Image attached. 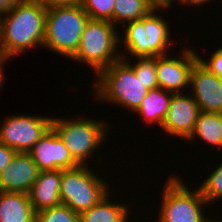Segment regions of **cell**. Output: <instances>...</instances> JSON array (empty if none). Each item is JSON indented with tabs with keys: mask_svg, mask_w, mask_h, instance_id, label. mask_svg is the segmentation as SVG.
<instances>
[{
	"mask_svg": "<svg viewBox=\"0 0 222 222\" xmlns=\"http://www.w3.org/2000/svg\"><path fill=\"white\" fill-rule=\"evenodd\" d=\"M153 10L147 0H115L113 24L116 27L124 26L128 22L146 17Z\"/></svg>",
	"mask_w": 222,
	"mask_h": 222,
	"instance_id": "20",
	"label": "cell"
},
{
	"mask_svg": "<svg viewBox=\"0 0 222 222\" xmlns=\"http://www.w3.org/2000/svg\"><path fill=\"white\" fill-rule=\"evenodd\" d=\"M191 45L180 48L174 57L172 53L156 57L158 87L173 94L189 90L190 73L198 60V52Z\"/></svg>",
	"mask_w": 222,
	"mask_h": 222,
	"instance_id": "10",
	"label": "cell"
},
{
	"mask_svg": "<svg viewBox=\"0 0 222 222\" xmlns=\"http://www.w3.org/2000/svg\"><path fill=\"white\" fill-rule=\"evenodd\" d=\"M11 62L9 59L3 58L0 56V92L3 90V83L5 82V63L7 64L8 62ZM2 88V89H1Z\"/></svg>",
	"mask_w": 222,
	"mask_h": 222,
	"instance_id": "31",
	"label": "cell"
},
{
	"mask_svg": "<svg viewBox=\"0 0 222 222\" xmlns=\"http://www.w3.org/2000/svg\"><path fill=\"white\" fill-rule=\"evenodd\" d=\"M135 61L131 59H123L133 70L135 76H139L148 90L158 87L156 57H135Z\"/></svg>",
	"mask_w": 222,
	"mask_h": 222,
	"instance_id": "21",
	"label": "cell"
},
{
	"mask_svg": "<svg viewBox=\"0 0 222 222\" xmlns=\"http://www.w3.org/2000/svg\"><path fill=\"white\" fill-rule=\"evenodd\" d=\"M47 8L18 0L13 8L0 15V56L14 59L30 48L43 46Z\"/></svg>",
	"mask_w": 222,
	"mask_h": 222,
	"instance_id": "1",
	"label": "cell"
},
{
	"mask_svg": "<svg viewBox=\"0 0 222 222\" xmlns=\"http://www.w3.org/2000/svg\"><path fill=\"white\" fill-rule=\"evenodd\" d=\"M211 55L207 53V59L202 57V53L198 54V60L212 73L222 79V45L214 49Z\"/></svg>",
	"mask_w": 222,
	"mask_h": 222,
	"instance_id": "25",
	"label": "cell"
},
{
	"mask_svg": "<svg viewBox=\"0 0 222 222\" xmlns=\"http://www.w3.org/2000/svg\"><path fill=\"white\" fill-rule=\"evenodd\" d=\"M61 170L40 171L28 192L34 212L61 205Z\"/></svg>",
	"mask_w": 222,
	"mask_h": 222,
	"instance_id": "15",
	"label": "cell"
},
{
	"mask_svg": "<svg viewBox=\"0 0 222 222\" xmlns=\"http://www.w3.org/2000/svg\"><path fill=\"white\" fill-rule=\"evenodd\" d=\"M28 194L0 191V222H35Z\"/></svg>",
	"mask_w": 222,
	"mask_h": 222,
	"instance_id": "17",
	"label": "cell"
},
{
	"mask_svg": "<svg viewBox=\"0 0 222 222\" xmlns=\"http://www.w3.org/2000/svg\"><path fill=\"white\" fill-rule=\"evenodd\" d=\"M18 0H0V15L10 11Z\"/></svg>",
	"mask_w": 222,
	"mask_h": 222,
	"instance_id": "30",
	"label": "cell"
},
{
	"mask_svg": "<svg viewBox=\"0 0 222 222\" xmlns=\"http://www.w3.org/2000/svg\"><path fill=\"white\" fill-rule=\"evenodd\" d=\"M35 222H79V213L61 204L36 212Z\"/></svg>",
	"mask_w": 222,
	"mask_h": 222,
	"instance_id": "24",
	"label": "cell"
},
{
	"mask_svg": "<svg viewBox=\"0 0 222 222\" xmlns=\"http://www.w3.org/2000/svg\"><path fill=\"white\" fill-rule=\"evenodd\" d=\"M188 91L201 112L222 114V79L199 60L192 67Z\"/></svg>",
	"mask_w": 222,
	"mask_h": 222,
	"instance_id": "11",
	"label": "cell"
},
{
	"mask_svg": "<svg viewBox=\"0 0 222 222\" xmlns=\"http://www.w3.org/2000/svg\"><path fill=\"white\" fill-rule=\"evenodd\" d=\"M84 11L93 20L110 21L113 24L115 0H78Z\"/></svg>",
	"mask_w": 222,
	"mask_h": 222,
	"instance_id": "23",
	"label": "cell"
},
{
	"mask_svg": "<svg viewBox=\"0 0 222 222\" xmlns=\"http://www.w3.org/2000/svg\"><path fill=\"white\" fill-rule=\"evenodd\" d=\"M29 153L40 171L70 170L80 166L52 126Z\"/></svg>",
	"mask_w": 222,
	"mask_h": 222,
	"instance_id": "13",
	"label": "cell"
},
{
	"mask_svg": "<svg viewBox=\"0 0 222 222\" xmlns=\"http://www.w3.org/2000/svg\"><path fill=\"white\" fill-rule=\"evenodd\" d=\"M94 82L91 86L94 101L114 104L133 114L148 92L139 76H135L134 70L122 58L102 70Z\"/></svg>",
	"mask_w": 222,
	"mask_h": 222,
	"instance_id": "3",
	"label": "cell"
},
{
	"mask_svg": "<svg viewBox=\"0 0 222 222\" xmlns=\"http://www.w3.org/2000/svg\"><path fill=\"white\" fill-rule=\"evenodd\" d=\"M9 114L0 125V143L16 152L29 153L52 126L53 116Z\"/></svg>",
	"mask_w": 222,
	"mask_h": 222,
	"instance_id": "9",
	"label": "cell"
},
{
	"mask_svg": "<svg viewBox=\"0 0 222 222\" xmlns=\"http://www.w3.org/2000/svg\"><path fill=\"white\" fill-rule=\"evenodd\" d=\"M119 32L110 21L89 19L78 49L70 59L90 68L96 77L102 70L122 58Z\"/></svg>",
	"mask_w": 222,
	"mask_h": 222,
	"instance_id": "7",
	"label": "cell"
},
{
	"mask_svg": "<svg viewBox=\"0 0 222 222\" xmlns=\"http://www.w3.org/2000/svg\"><path fill=\"white\" fill-rule=\"evenodd\" d=\"M16 151L5 144L0 143V173L13 159Z\"/></svg>",
	"mask_w": 222,
	"mask_h": 222,
	"instance_id": "26",
	"label": "cell"
},
{
	"mask_svg": "<svg viewBox=\"0 0 222 222\" xmlns=\"http://www.w3.org/2000/svg\"><path fill=\"white\" fill-rule=\"evenodd\" d=\"M93 166L61 170L60 199L72 211L81 213L96 205L112 186L107 178L93 172ZM111 187V188H110Z\"/></svg>",
	"mask_w": 222,
	"mask_h": 222,
	"instance_id": "8",
	"label": "cell"
},
{
	"mask_svg": "<svg viewBox=\"0 0 222 222\" xmlns=\"http://www.w3.org/2000/svg\"><path fill=\"white\" fill-rule=\"evenodd\" d=\"M35 2L45 8L60 6V5H68L76 2L77 0H29Z\"/></svg>",
	"mask_w": 222,
	"mask_h": 222,
	"instance_id": "28",
	"label": "cell"
},
{
	"mask_svg": "<svg viewBox=\"0 0 222 222\" xmlns=\"http://www.w3.org/2000/svg\"><path fill=\"white\" fill-rule=\"evenodd\" d=\"M39 172L38 165L30 153L16 152L0 173V191L28 194Z\"/></svg>",
	"mask_w": 222,
	"mask_h": 222,
	"instance_id": "14",
	"label": "cell"
},
{
	"mask_svg": "<svg viewBox=\"0 0 222 222\" xmlns=\"http://www.w3.org/2000/svg\"><path fill=\"white\" fill-rule=\"evenodd\" d=\"M216 220L214 222H222V220L220 221L219 219L215 218Z\"/></svg>",
	"mask_w": 222,
	"mask_h": 222,
	"instance_id": "32",
	"label": "cell"
},
{
	"mask_svg": "<svg viewBox=\"0 0 222 222\" xmlns=\"http://www.w3.org/2000/svg\"><path fill=\"white\" fill-rule=\"evenodd\" d=\"M74 117L65 118V116L54 115L52 127L63 140L73 159L80 166H88L90 165L88 162L90 163L94 156L96 158L94 154L100 151L99 147L103 148L102 144L108 143V131L111 129L109 120L107 123L104 119L87 118L84 114Z\"/></svg>",
	"mask_w": 222,
	"mask_h": 222,
	"instance_id": "4",
	"label": "cell"
},
{
	"mask_svg": "<svg viewBox=\"0 0 222 222\" xmlns=\"http://www.w3.org/2000/svg\"><path fill=\"white\" fill-rule=\"evenodd\" d=\"M209 1H211L213 3V1H215V0H180L179 5L183 6L184 8H186V7L189 8L192 6L193 8L195 7V9H198V8H200V6L203 7L204 4H205V6L207 3L209 5L210 4ZM196 6L198 8H196Z\"/></svg>",
	"mask_w": 222,
	"mask_h": 222,
	"instance_id": "29",
	"label": "cell"
},
{
	"mask_svg": "<svg viewBox=\"0 0 222 222\" xmlns=\"http://www.w3.org/2000/svg\"><path fill=\"white\" fill-rule=\"evenodd\" d=\"M173 93L166 91L160 87L148 90L146 97L140 104V107L134 112L142 116L140 118L148 125H156L158 128L166 117L170 106Z\"/></svg>",
	"mask_w": 222,
	"mask_h": 222,
	"instance_id": "18",
	"label": "cell"
},
{
	"mask_svg": "<svg viewBox=\"0 0 222 222\" xmlns=\"http://www.w3.org/2000/svg\"><path fill=\"white\" fill-rule=\"evenodd\" d=\"M162 187L159 212L155 222H214L215 217H208L210 204L201 195L198 187H188L184 178L170 174ZM207 208H204V207ZM207 213H206V212ZM206 213V215L204 214ZM210 218V219H209ZM212 218V219H211ZM158 219V220H157Z\"/></svg>",
	"mask_w": 222,
	"mask_h": 222,
	"instance_id": "6",
	"label": "cell"
},
{
	"mask_svg": "<svg viewBox=\"0 0 222 222\" xmlns=\"http://www.w3.org/2000/svg\"><path fill=\"white\" fill-rule=\"evenodd\" d=\"M111 193L108 192L96 205L79 213V222H132L130 211H133V208H130L128 203L127 206L123 202H113Z\"/></svg>",
	"mask_w": 222,
	"mask_h": 222,
	"instance_id": "16",
	"label": "cell"
},
{
	"mask_svg": "<svg viewBox=\"0 0 222 222\" xmlns=\"http://www.w3.org/2000/svg\"><path fill=\"white\" fill-rule=\"evenodd\" d=\"M197 187L210 205L222 199V161L209 171V175Z\"/></svg>",
	"mask_w": 222,
	"mask_h": 222,
	"instance_id": "22",
	"label": "cell"
},
{
	"mask_svg": "<svg viewBox=\"0 0 222 222\" xmlns=\"http://www.w3.org/2000/svg\"><path fill=\"white\" fill-rule=\"evenodd\" d=\"M194 140L201 143L205 142L206 145H211L212 149L217 147V149L219 148L218 151L222 150V114L200 112L195 129L187 143L192 144L193 142L195 144Z\"/></svg>",
	"mask_w": 222,
	"mask_h": 222,
	"instance_id": "19",
	"label": "cell"
},
{
	"mask_svg": "<svg viewBox=\"0 0 222 222\" xmlns=\"http://www.w3.org/2000/svg\"><path fill=\"white\" fill-rule=\"evenodd\" d=\"M200 112L198 104L190 93L173 94L161 129L173 138L187 141L195 129Z\"/></svg>",
	"mask_w": 222,
	"mask_h": 222,
	"instance_id": "12",
	"label": "cell"
},
{
	"mask_svg": "<svg viewBox=\"0 0 222 222\" xmlns=\"http://www.w3.org/2000/svg\"><path fill=\"white\" fill-rule=\"evenodd\" d=\"M148 3L157 10H165L164 12H167L168 9H172L174 10V6L179 5L180 0H147ZM176 2V3H175ZM172 3L176 4V5H172Z\"/></svg>",
	"mask_w": 222,
	"mask_h": 222,
	"instance_id": "27",
	"label": "cell"
},
{
	"mask_svg": "<svg viewBox=\"0 0 222 222\" xmlns=\"http://www.w3.org/2000/svg\"><path fill=\"white\" fill-rule=\"evenodd\" d=\"M88 20L89 16L78 0L47 8L42 48L70 59L78 49Z\"/></svg>",
	"mask_w": 222,
	"mask_h": 222,
	"instance_id": "5",
	"label": "cell"
},
{
	"mask_svg": "<svg viewBox=\"0 0 222 222\" xmlns=\"http://www.w3.org/2000/svg\"><path fill=\"white\" fill-rule=\"evenodd\" d=\"M163 14L162 10L154 9L146 17L122 26L123 30L119 32L122 59L158 57L171 53V47H177L172 39L175 38L173 33L171 34L172 27ZM122 48L124 49L122 50Z\"/></svg>",
	"mask_w": 222,
	"mask_h": 222,
	"instance_id": "2",
	"label": "cell"
}]
</instances>
